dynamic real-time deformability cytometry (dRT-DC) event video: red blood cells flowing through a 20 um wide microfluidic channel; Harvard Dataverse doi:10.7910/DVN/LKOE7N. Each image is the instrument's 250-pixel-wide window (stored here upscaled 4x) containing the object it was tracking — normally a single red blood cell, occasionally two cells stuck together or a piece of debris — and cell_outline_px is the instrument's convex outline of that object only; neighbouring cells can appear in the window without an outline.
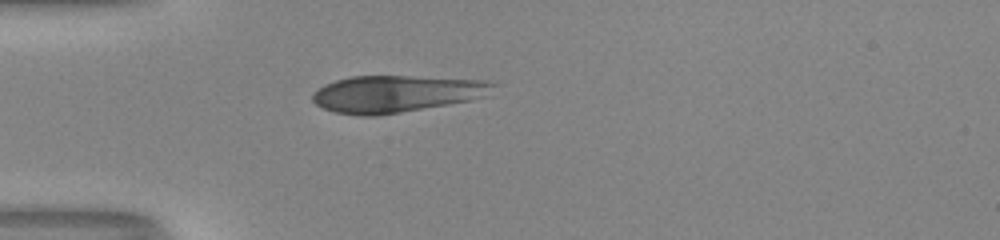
{"species": "human", "species_latin": "Homo sapiens", "temperature_condition": "room temperature", "stored_images_in_passage": 32, "camera_frame_rate_fps": 3000, "um_per_image_px": 0.085, "donor": {"sex": "male"}, "frame": {"image": 1, "passage_image": 1, "time_ms": 0.0, "image_size_px": [1000, 240], "cell_outline_px": [[500, 84], [484, 96], [468, 100], [448, 104], [376, 116], [360, 116], [336, 112], [324, 108], [316, 104], [312, 100], [312, 92], [324, 84], [336, 80], [352, 76], [408, 76], [496, 80]], "centroid_in_image_um": [33.71, 7.95], "position_along_channel_um": 51.3, "area_um2": 39.02}}
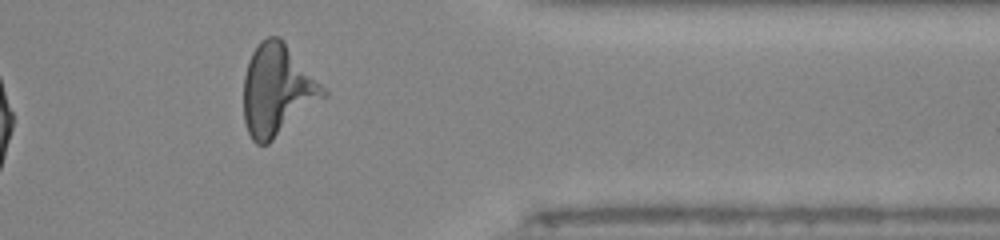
{"frame": {"image": 2, "passage_image": 28, "time_ms": 9.0, "image_size_px": [1000, 240], "cell_outline_px": [[328, 96], [268, 144], [256, 144], [252, 140], [248, 132], [244, 120], [244, 76], [248, 60], [256, 44], [260, 40], [268, 36], [280, 36], [328, 92]], "centroid_in_image_um": [23.56, 7.65], "position_along_channel_um": 387.8, "area_um2": 42.48}}